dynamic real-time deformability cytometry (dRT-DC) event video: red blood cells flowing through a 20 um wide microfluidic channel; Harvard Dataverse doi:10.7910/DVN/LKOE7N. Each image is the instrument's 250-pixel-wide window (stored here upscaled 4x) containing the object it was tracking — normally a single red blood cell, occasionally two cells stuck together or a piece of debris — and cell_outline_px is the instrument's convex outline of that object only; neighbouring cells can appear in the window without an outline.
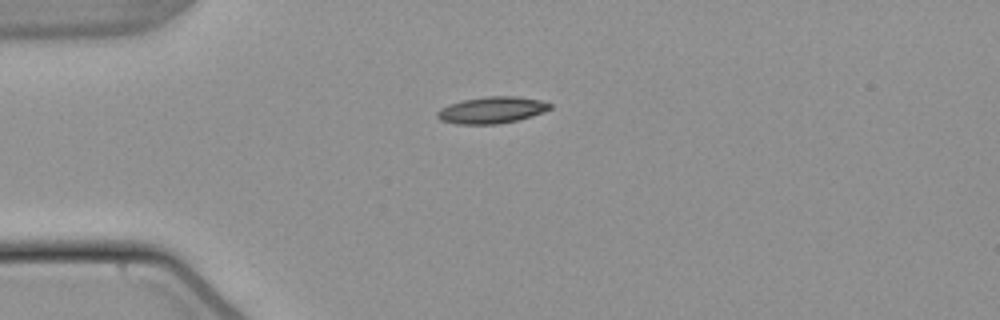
{"species": "common noctule bat (a hibernating species)", "species_latin": "Nyctalus noctula", "temperature_condition": "warm", "stored_images_in_passage": 41, "camera_frame_rate_fps": 3000, "um_per_image_px": 0.085, "animal": {"sex": "male", "body_mass_g": 21.5, "forearm_length_mm": 52.0}, "frame": {"image": 1, "passage_image": 1, "time_ms": 0.0, "image_size_px": [1000, 320], "cell_outline_px": [[552, 108], [544, 112], [532, 116], [516, 120], [496, 124], [456, 124], [440, 120], [436, 116], [436, 112], [440, 108], [448, 104], [464, 100], [488, 96], [516, 96], [540, 100], [552, 104]], "centroid_in_image_um": [41.79, 9.35], "position_along_channel_um": 43.2, "area_um2": 17.51}}
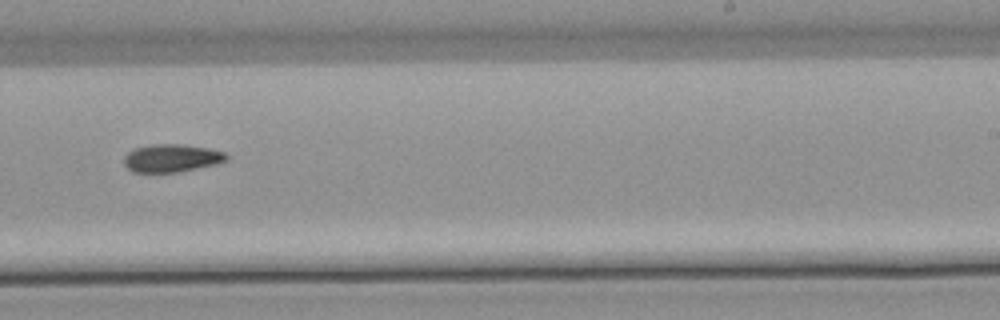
{"frame": {"image": 2, "passage_image": 21, "time_ms": 6.667, "image_size_px": [1000, 320], "cell_outline_px": [[228, 160], [216, 164], [176, 172], [132, 172], [124, 164], [124, 156], [128, 152], [136, 148], [152, 144], [180, 144], [208, 148], [224, 152], [228, 156]], "centroid_in_image_um": [14.58, 13.44], "position_along_channel_um": 274.4, "area_um2": 16.53}}
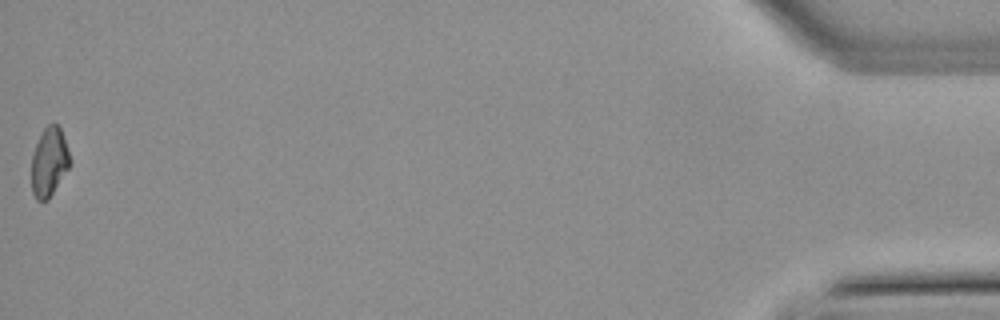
{"frame": {"image": 3, "passage_image": 41, "time_ms": 13.333, "image_size_px": [1000, 320], "cell_outline_px": [[72, 160], [68, 168], [48, 200], [36, 200], [32, 192], [32, 156], [36, 144], [44, 128], [48, 124], [56, 124], [60, 128]], "centroid_in_image_um": [4.18, 13.78], "position_along_channel_um": 431.0, "area_um2": 15.2}}